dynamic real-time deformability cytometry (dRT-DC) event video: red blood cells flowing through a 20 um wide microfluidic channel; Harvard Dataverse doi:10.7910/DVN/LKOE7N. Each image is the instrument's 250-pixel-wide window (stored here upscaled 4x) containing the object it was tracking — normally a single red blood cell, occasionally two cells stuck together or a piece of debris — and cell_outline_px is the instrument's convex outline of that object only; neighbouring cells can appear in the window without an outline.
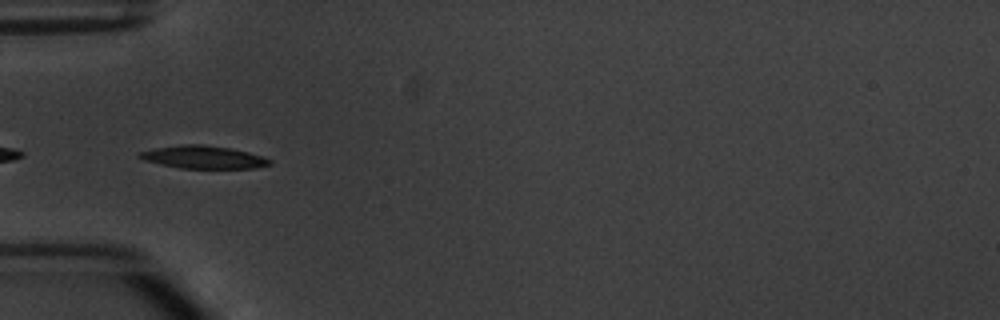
{"species": "common noctule bat (a hibernating species)", "species_latin": "Nyctalus noctula", "temperature_condition": "warm", "stored_images_in_passage": 5, "camera_frame_rate_fps": 3000, "um_per_image_px": 0.085, "animal": {"sex": "male", "body_mass_g": 20.1, "forearm_length_mm": 53.5}, "frame": {"image": 1, "passage_image": 5, "time_ms": 4.667, "image_size_px": [1000, 320], "cell_outline_px": [[272, 164], [256, 168], [180, 168], [144, 160], [136, 156], [136, 152], [156, 148], [184, 144], [200, 144], [228, 148], [248, 152], [272, 160]], "centroid_in_image_um": [17.26, 13.36], "position_along_channel_um": 67.7, "area_um2": 17.11}}